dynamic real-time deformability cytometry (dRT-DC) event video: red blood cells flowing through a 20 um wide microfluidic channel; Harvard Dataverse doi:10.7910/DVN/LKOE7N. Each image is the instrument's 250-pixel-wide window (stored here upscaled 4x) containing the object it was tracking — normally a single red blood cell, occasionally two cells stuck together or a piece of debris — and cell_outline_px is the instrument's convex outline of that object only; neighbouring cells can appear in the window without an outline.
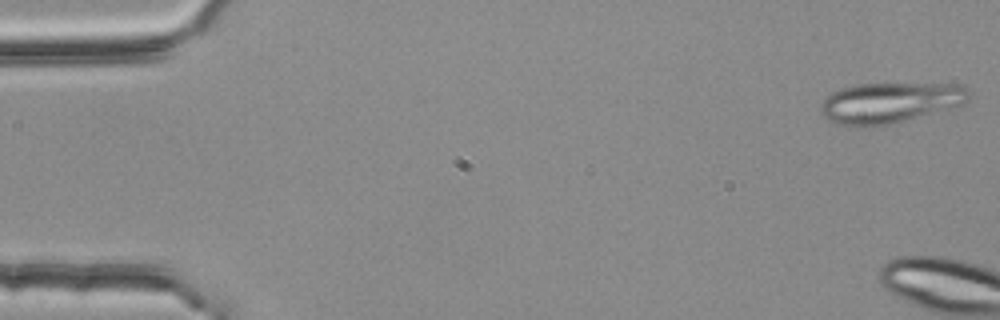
{"species": "common noctule bat (a hibernating species)", "species_latin": "Nyctalus noctula", "temperature_condition": "room temperature", "stored_images_in_passage": 4, "camera_frame_rate_fps": 3000, "um_per_image_px": 0.085, "animal": {"sex": "female", "body_mass_g": 25.1}, "frame": {"image": 1, "passage_image": 1, "time_ms": 0.0, "image_size_px": [1000, 320], "cell_outline_px": [[972, 96], [964, 104], [904, 120], [888, 124], [868, 128], [856, 128], [836, 124], [820, 116], [820, 104], [832, 92], [840, 88], [856, 84], [956, 84], [972, 92]], "centroid_in_image_um": [75.57, 8.75], "position_along_channel_um": 9.4, "area_um2": 35.32}}